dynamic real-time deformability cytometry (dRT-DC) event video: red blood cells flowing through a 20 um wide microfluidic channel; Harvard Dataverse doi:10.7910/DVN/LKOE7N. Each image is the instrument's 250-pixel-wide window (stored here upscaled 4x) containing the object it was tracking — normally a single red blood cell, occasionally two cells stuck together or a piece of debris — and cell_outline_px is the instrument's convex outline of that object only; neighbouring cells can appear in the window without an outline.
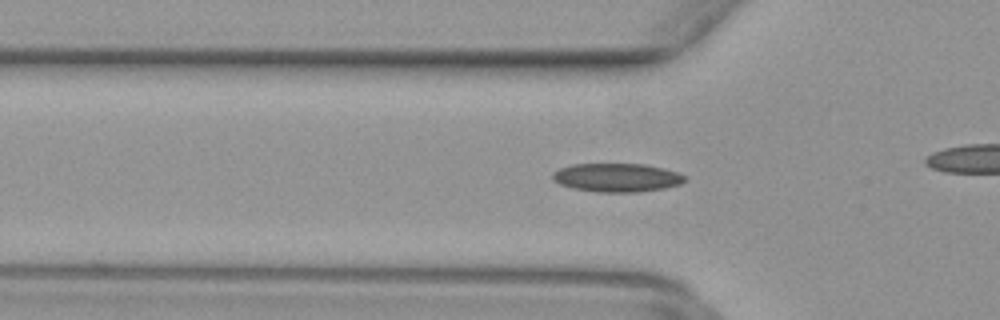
{"species": "common noctule bat (a hibernating species)", "species_latin": "Nyctalus noctula", "temperature_condition": "warm", "stored_images_in_passage": 40, "camera_frame_rate_fps": 3000, "um_per_image_px": 0.085, "animal": {"sex": "female", "body_mass_g": 29.2, "forearm_length_mm": 56.3}, "frame": {"image": 1, "passage_image": 9, "time_ms": 2.667, "image_size_px": [1000, 320], "cell_outline_px": [[688, 180], [680, 184], [664, 188], [640, 192], [596, 192], [572, 188], [560, 184], [552, 180], [552, 172], [560, 168], [572, 164], [644, 164], [664, 168], [688, 176]], "centroid_in_image_um": [52.45, 15.09], "position_along_channel_um": 73.4, "area_um2": 22.25}}
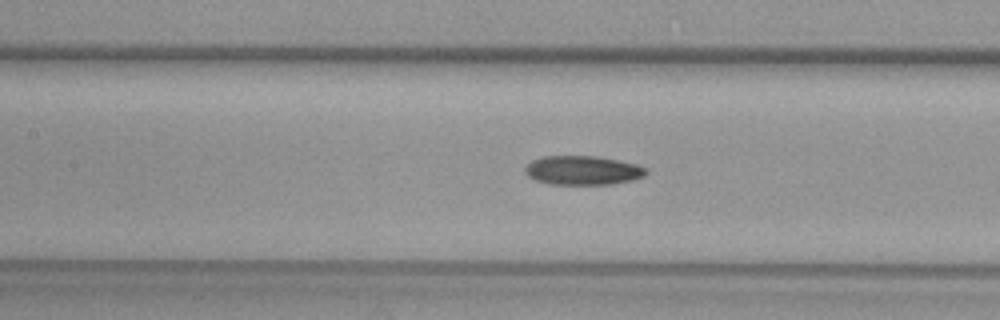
{"frame": {"image": 2, "passage_image": 15, "time_ms": 4.667, "image_size_px": [1000, 320], "cell_outline_px": [[648, 172], [644, 176], [632, 180], [612, 184], [548, 184], [536, 180], [528, 176], [524, 172], [524, 168], [532, 160], [544, 156], [596, 156], [620, 160], [636, 164], [648, 168]], "centroid_in_image_um": [49.55, 14.47], "position_along_channel_um": 157.9, "area_um2": 20.63}}
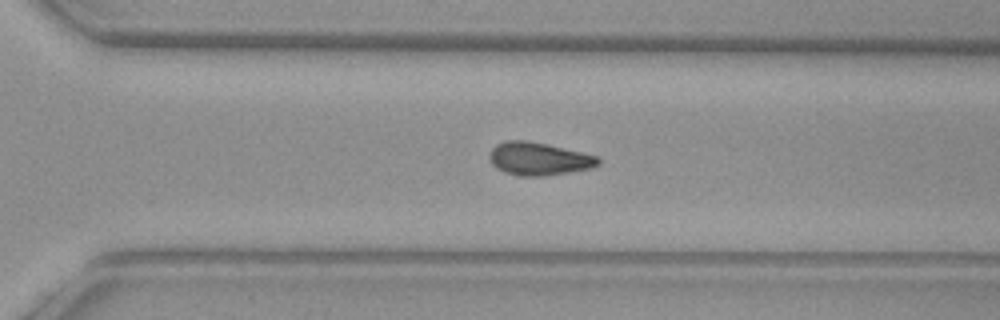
{"frame": {"image": 3, "passage_image": 27, "time_ms": 8.667, "image_size_px": [1000, 320], "cell_outline_px": [[600, 164], [592, 168], [544, 176], [520, 176], [504, 172], [496, 168], [492, 164], [488, 156], [492, 148], [496, 144], [508, 140], [528, 140], [548, 144], [600, 156]], "centroid_in_image_um": [45.8, 13.49], "position_along_channel_um": 324.8, "area_um2": 21.1}}